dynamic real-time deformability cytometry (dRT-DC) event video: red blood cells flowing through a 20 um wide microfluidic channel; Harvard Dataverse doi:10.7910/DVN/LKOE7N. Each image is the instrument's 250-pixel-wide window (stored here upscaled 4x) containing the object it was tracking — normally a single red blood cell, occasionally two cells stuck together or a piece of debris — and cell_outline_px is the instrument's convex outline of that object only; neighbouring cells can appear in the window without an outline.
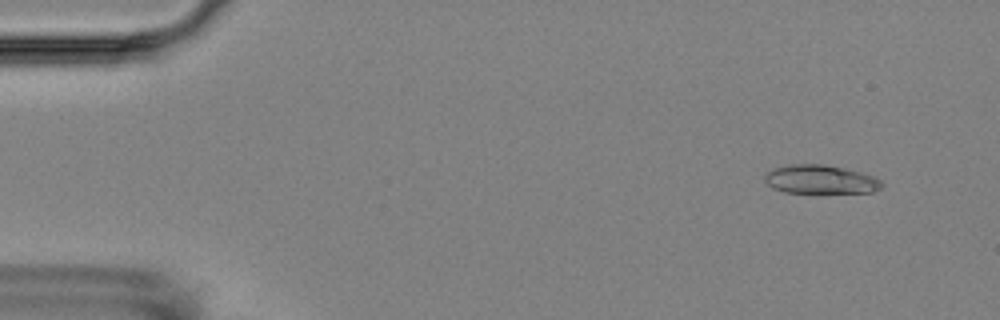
{"species": "Egyptian fruit bat (a non-hibernating species)", "species_latin": "Rousettus aegyptiacus", "temperature_condition": "room temperature", "stored_images_in_passage": 6, "camera_frame_rate_fps": 3000, "um_per_image_px": 0.085, "animal": {"sex": "female"}, "frame": {"image": 1, "passage_image": 1, "time_ms": 0.0, "image_size_px": [1000, 320], "cell_outline_px": [[884, 184], [880, 188], [872, 192], [784, 192], [772, 188], [764, 180], [764, 176], [772, 168], [792, 164], [824, 164], [844, 168], [860, 172], [872, 176], [880, 180]], "centroid_in_image_um": [69.71, 15.24], "position_along_channel_um": 15.3, "area_um2": 19.42}}
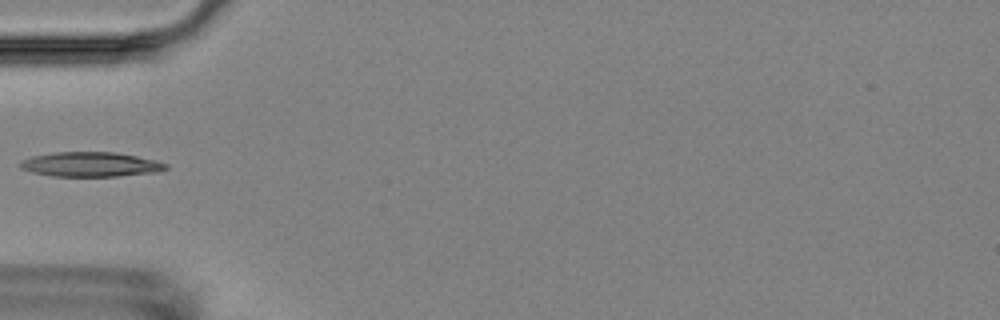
{"frame": {"image": 2, "passage_image": 5, "time_ms": 4.667, "image_size_px": [1000, 320], "cell_outline_px": [[168, 168], [160, 172], [116, 176], [52, 176], [32, 172], [20, 168], [20, 160], [32, 156], [52, 152], [116, 152], [156, 160], [168, 164]], "centroid_in_image_um": [7.71, 13.97], "position_along_channel_um": 77.3, "area_um2": 21.04}}
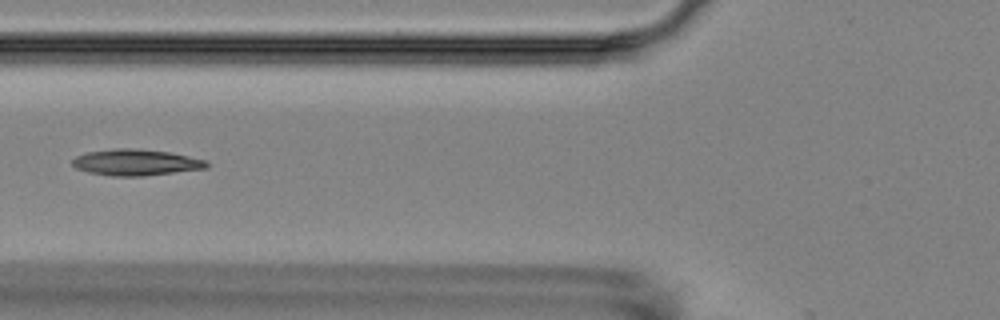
{"frame": {"image": 3, "passage_image": 6, "time_ms": 5.667, "image_size_px": [1000, 320], "cell_outline_px": [[208, 168], [144, 176], [112, 176], [88, 172], [76, 168], [72, 164], [72, 160], [76, 156], [88, 152], [116, 148], [136, 148], [168, 152], [204, 160], [208, 164]], "centroid_in_image_um": [11.52, 13.81], "position_along_channel_um": 114.3, "area_um2": 20.35}}